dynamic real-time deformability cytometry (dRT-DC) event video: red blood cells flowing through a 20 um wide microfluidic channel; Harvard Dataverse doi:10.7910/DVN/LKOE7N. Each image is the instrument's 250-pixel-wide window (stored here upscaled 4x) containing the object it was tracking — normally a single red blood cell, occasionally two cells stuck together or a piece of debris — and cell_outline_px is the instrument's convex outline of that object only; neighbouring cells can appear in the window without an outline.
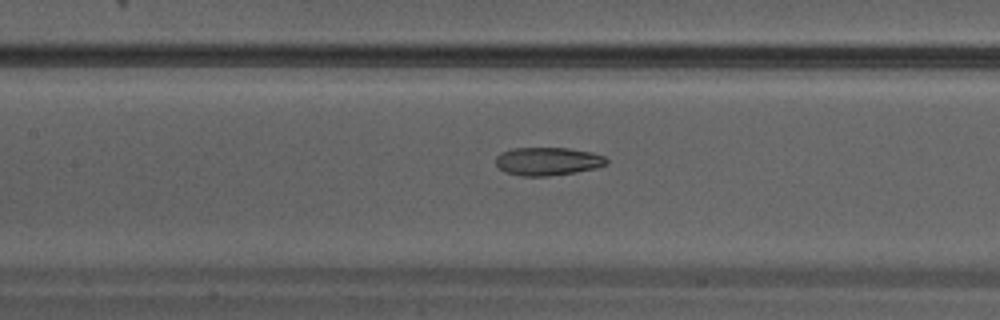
{"species": "Egyptian fruit bat (a non-hibernating species)", "species_latin": "Rousettus aegyptiacus", "temperature_condition": "warm", "stored_images_in_passage": 26, "camera_frame_rate_fps": 3000, "um_per_image_px": 0.085, "animal": {"sex": "male"}, "frame": {"image": 1, "passage_image": 8, "time_ms": 2.333, "image_size_px": [1000, 320], "cell_outline_px": [[608, 164], [596, 168], [576, 172], [548, 176], [524, 176], [504, 172], [496, 164], [496, 156], [500, 152], [512, 148], [568, 148], [592, 152], [604, 156], [608, 160]], "centroid_in_image_um": [46.56, 13.71], "position_along_channel_um": 160.8, "area_um2": 18.26}}
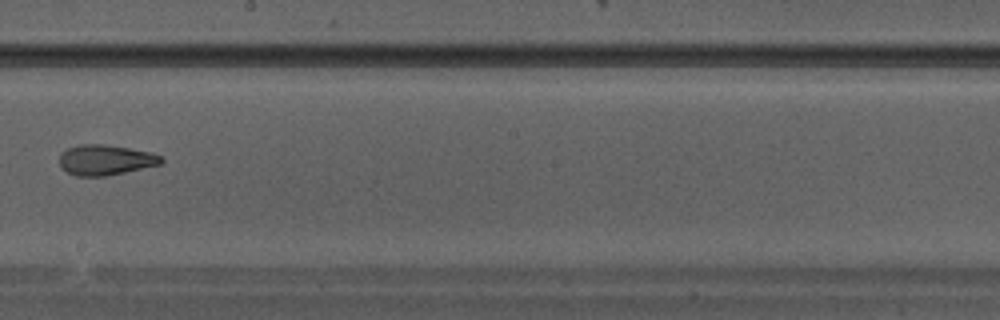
{"frame": {"image": 2, "passage_image": 12, "time_ms": 3.667, "image_size_px": [1000, 320], "cell_outline_px": [[164, 160], [160, 164], [124, 172], [104, 176], [76, 176], [60, 168], [60, 152], [68, 148], [80, 144], [104, 144], [152, 152], [160, 156]], "centroid_in_image_um": [8.93, 13.59], "position_along_channel_um": 239.3, "area_um2": 17.92}}
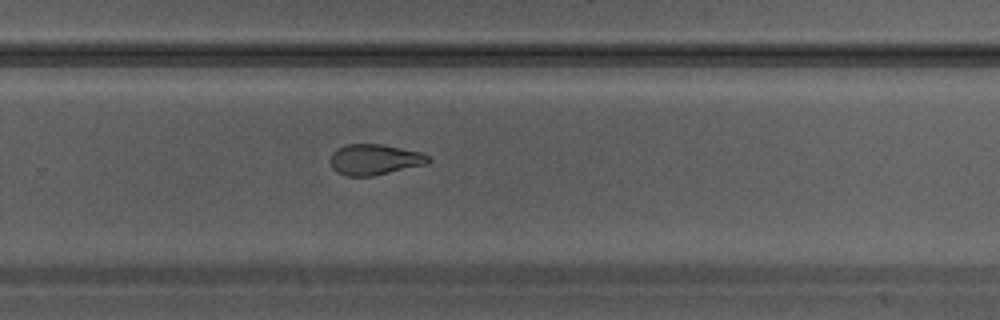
{"frame": {"image": 3, "passage_image": 15, "time_ms": 4.667, "image_size_px": [1000, 320], "cell_outline_px": [[432, 160], [428, 164], [372, 176], [348, 176], [336, 172], [332, 168], [328, 160], [332, 152], [336, 148], [344, 144], [380, 144], [420, 152], [428, 156]], "centroid_in_image_um": [31.79, 13.56], "position_along_channel_um": 298.0, "area_um2": 17.74}}